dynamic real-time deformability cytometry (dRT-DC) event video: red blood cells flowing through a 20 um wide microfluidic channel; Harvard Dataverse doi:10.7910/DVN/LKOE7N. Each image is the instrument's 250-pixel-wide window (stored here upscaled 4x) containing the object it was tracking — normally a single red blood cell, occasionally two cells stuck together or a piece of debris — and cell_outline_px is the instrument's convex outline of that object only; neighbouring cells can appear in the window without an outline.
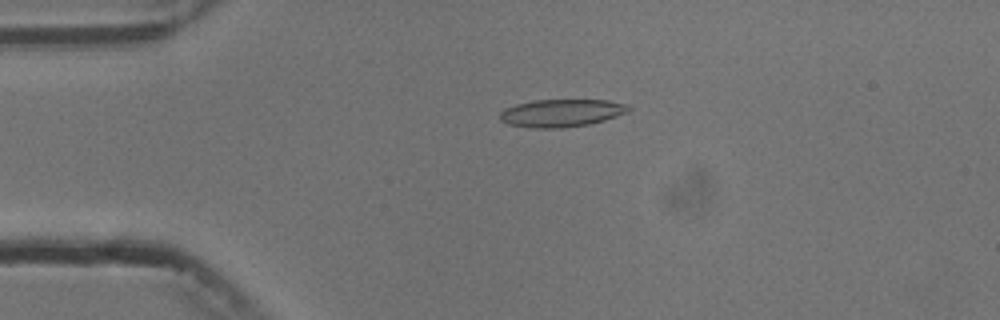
{"species": "common noctule bat (a hibernating species)", "species_latin": "Nyctalus noctula", "temperature_condition": "cold", "stored_images_in_passage": 5, "camera_frame_rate_fps": 3000, "um_per_image_px": 0.085, "animal": {"sex": "male", "body_mass_g": 13.3}, "frame": {"image": 1, "passage_image": 4, "time_ms": 3.333, "image_size_px": [1000, 320], "cell_outline_px": [[632, 108], [628, 112], [604, 120], [588, 124], [564, 128], [532, 128], [508, 124], [500, 120], [500, 112], [504, 108], [516, 104], [536, 100], [608, 100], [632, 104]], "centroid_in_image_um": [47.76, 9.6], "position_along_channel_um": 37.2, "area_um2": 20.92}}